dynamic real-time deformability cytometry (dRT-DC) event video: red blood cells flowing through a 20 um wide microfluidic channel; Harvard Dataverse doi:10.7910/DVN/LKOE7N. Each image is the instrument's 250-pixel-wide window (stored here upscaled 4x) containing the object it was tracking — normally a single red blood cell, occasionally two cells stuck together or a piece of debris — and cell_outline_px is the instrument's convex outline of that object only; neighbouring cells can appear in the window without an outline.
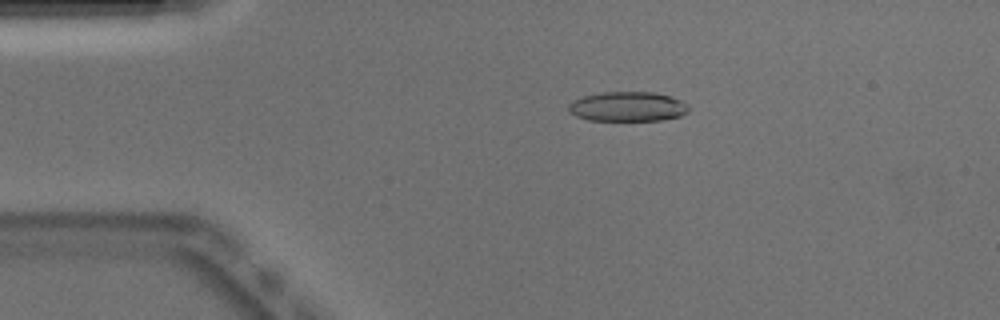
{"species": "Egyptian fruit bat (a non-hibernating species)", "species_latin": "Rousettus aegyptiacus", "temperature_condition": "warm", "stored_images_in_passage": 51, "camera_frame_rate_fps": 3000, "um_per_image_px": 0.085, "animal": {"sex": "male"}, "frame": {"image": 1, "passage_image": 10, "time_ms": 3.0, "image_size_px": [1000, 320], "cell_outline_px": [[688, 112], [680, 116], [660, 120], [588, 120], [576, 116], [568, 112], [568, 104], [572, 100], [584, 96], [604, 92], [656, 92], [680, 100], [688, 104]], "centroid_in_image_um": [53.32, 9.06], "position_along_channel_um": 31.7, "area_um2": 20.75}}
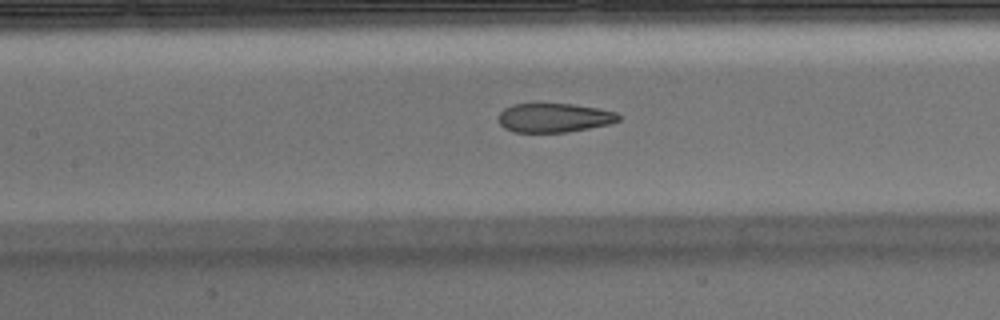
{"frame": {"image": 2, "passage_image": 23, "time_ms": 7.333, "image_size_px": [1000, 320], "cell_outline_px": [[620, 120], [608, 124], [568, 132], [516, 132], [504, 128], [500, 124], [500, 112], [504, 108], [512, 104], [572, 104], [600, 108], [616, 112], [620, 116]], "centroid_in_image_um": [47.12, 10.0], "position_along_channel_um": 160.3, "area_um2": 20.23}}
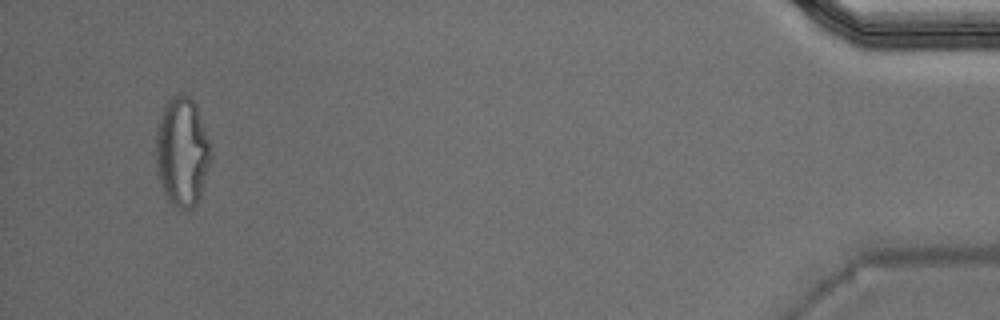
{"frame": {"image": 3, "passage_image": 49, "time_ms": 16.0, "image_size_px": [1000, 320], "cell_outline_px": [[212, 156], [200, 196], [196, 204], [192, 208], [184, 212], [172, 204], [168, 200], [160, 184], [156, 168], [156, 132], [164, 108], [168, 100], [172, 96], [184, 92], [196, 104], [208, 140]], "centroid_in_image_um": [15.47, 12.94], "position_along_channel_um": 419.7, "area_um2": 34.91}, "authors_computed_cell_mechanics": {"area_um2": 21.7906, "velocity_mm_per_s": 3.9082, "shape_relaxation_time_tau1_ms": null, "shape_relaxation_time_tau2_ms": 1.4565, "deformation_change_tau1": null, "deformation_change_tau2": 0.0923}}